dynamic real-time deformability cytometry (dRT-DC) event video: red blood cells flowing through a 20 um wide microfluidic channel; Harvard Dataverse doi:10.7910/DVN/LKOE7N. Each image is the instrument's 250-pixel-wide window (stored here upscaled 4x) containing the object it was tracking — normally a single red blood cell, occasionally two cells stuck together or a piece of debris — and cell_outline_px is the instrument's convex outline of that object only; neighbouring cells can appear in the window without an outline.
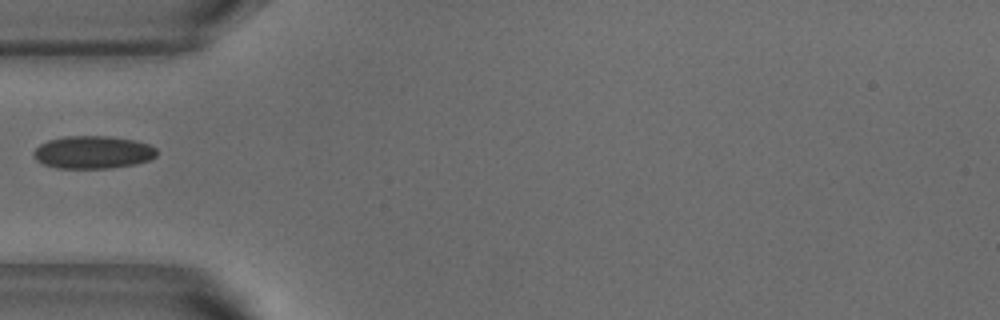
{"species": "common noctule bat (a hibernating species)", "species_latin": "Nyctalus noctula", "temperature_condition": "warm", "stored_images_in_passage": 15, "camera_frame_rate_fps": 3000, "um_per_image_px": 0.085, "animal": {"sex": "male", "body_mass_g": 18.8}, "frame": {"image": 1, "passage_image": 1, "time_ms": 0.0, "image_size_px": [1000, 320], "cell_outline_px": [[156, 156], [148, 160], [136, 164], [112, 168], [56, 168], [44, 164], [36, 160], [32, 152], [40, 144], [48, 140], [64, 136], [108, 136], [136, 140], [148, 144], [156, 148]], "centroid_in_image_um": [7.89, 12.94], "position_along_channel_um": 77.1, "area_um2": 23.58}}
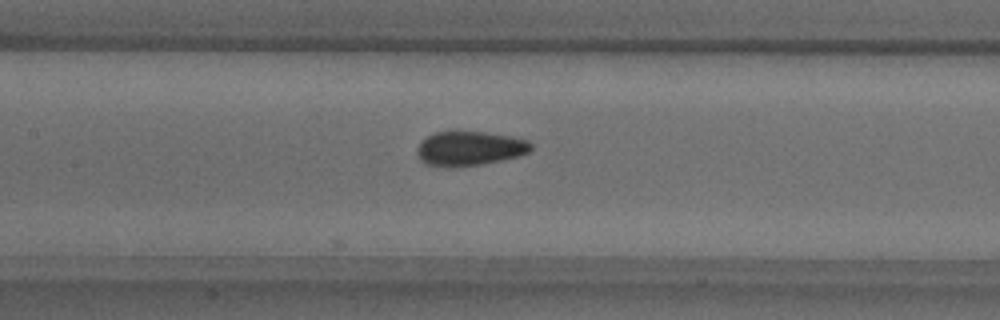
{"frame": {"image": 2, "passage_image": 8, "time_ms": 2.333, "image_size_px": [1000, 320], "cell_outline_px": [[532, 148], [528, 152], [516, 156], [484, 164], [452, 168], [448, 168], [424, 164], [420, 160], [416, 152], [416, 148], [428, 136], [436, 132], [456, 128], [512, 136], [528, 140], [532, 144]], "centroid_in_image_um": [39.87, 12.59], "position_along_channel_um": 167.5, "area_um2": 23.58}}